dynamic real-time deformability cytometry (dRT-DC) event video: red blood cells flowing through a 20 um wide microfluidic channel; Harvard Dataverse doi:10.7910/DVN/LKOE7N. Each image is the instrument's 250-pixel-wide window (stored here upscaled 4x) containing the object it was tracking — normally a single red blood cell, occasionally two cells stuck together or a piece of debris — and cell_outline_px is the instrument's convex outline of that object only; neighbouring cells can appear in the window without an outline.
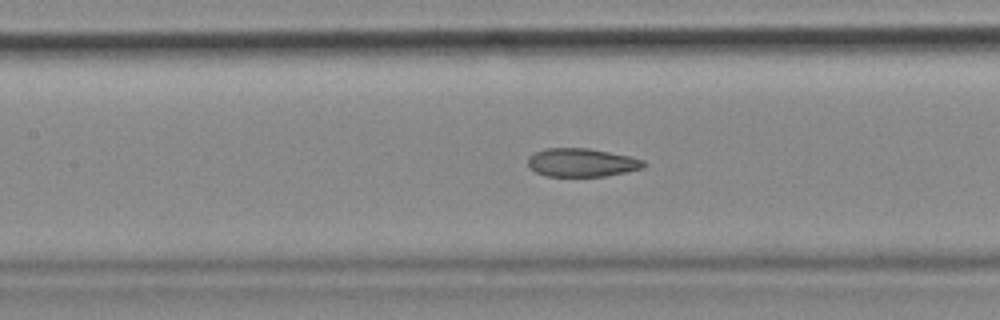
{"species": "common noctule bat (a hibernating species)", "species_latin": "Nyctalus noctula", "temperature_condition": "cold", "stored_images_in_passage": 54, "camera_frame_rate_fps": 3000, "um_per_image_px": 0.085, "animal": {"sex": "female", "body_mass_g": 18.4}, "frame": {"image": 1, "passage_image": 24, "time_ms": 7.667, "image_size_px": [1000, 320], "cell_outline_px": [[648, 164], [644, 168], [604, 176], [544, 176], [536, 172], [528, 164], [528, 156], [544, 148], [588, 148], [628, 156], [644, 160]], "centroid_in_image_um": [49.45, 13.81], "position_along_channel_um": 158.0, "area_um2": 19.07}, "authors_computed_cell_mechanics": {"area_um2": 20.4323, "velocity_mm_per_s": 3.661, "shape_relaxation_time_tau1_ms": null, "shape_relaxation_time_tau2_ms": 1.8722, "deformation_change_tau1": null, "deformation_change_tau2": 0.0867}}